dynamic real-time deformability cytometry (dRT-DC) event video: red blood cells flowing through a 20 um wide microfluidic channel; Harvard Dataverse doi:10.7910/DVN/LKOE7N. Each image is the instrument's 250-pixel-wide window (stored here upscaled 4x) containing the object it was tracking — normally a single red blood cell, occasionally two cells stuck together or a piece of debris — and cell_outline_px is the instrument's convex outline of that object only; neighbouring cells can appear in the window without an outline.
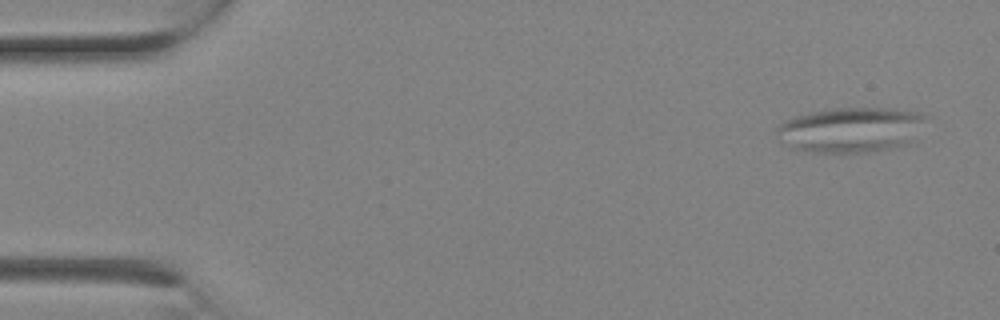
{"species": "Egyptian fruit bat (a non-hibernating species)", "species_latin": "Rousettus aegyptiacus", "temperature_condition": "room temperature", "stored_images_in_passage": 2, "camera_frame_rate_fps": 3000, "um_per_image_px": 0.085, "animal": {"sex": "female"}, "frame": {"image": 1, "passage_image": 1, "time_ms": 0.0, "image_size_px": [1000, 320], "cell_outline_px": [[928, 116], [908, 140], [904, 144], [892, 148], [872, 152], [804, 152], [792, 148], [780, 140], [776, 132], [776, 128], [780, 124], [796, 116], [812, 112], [836, 108], [892, 108], [916, 112]], "centroid_in_image_um": [72.25, 11.03], "position_along_channel_um": 12.7, "area_um2": 38.61}}